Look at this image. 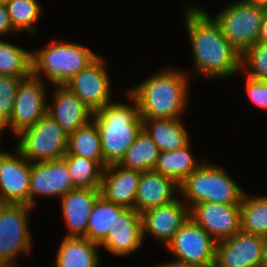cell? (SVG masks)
<instances>
[{"instance_id":"6da1fadb","label":"cell","mask_w":267,"mask_h":267,"mask_svg":"<svg viewBox=\"0 0 267 267\" xmlns=\"http://www.w3.org/2000/svg\"><path fill=\"white\" fill-rule=\"evenodd\" d=\"M184 16L192 48L193 70L205 78L225 79L241 74V54L204 9L188 5Z\"/></svg>"},{"instance_id":"7a4b0ae2","label":"cell","mask_w":267,"mask_h":267,"mask_svg":"<svg viewBox=\"0 0 267 267\" xmlns=\"http://www.w3.org/2000/svg\"><path fill=\"white\" fill-rule=\"evenodd\" d=\"M188 71L165 67L128 92L136 99L142 119L180 118L189 101Z\"/></svg>"},{"instance_id":"3957f363","label":"cell","mask_w":267,"mask_h":267,"mask_svg":"<svg viewBox=\"0 0 267 267\" xmlns=\"http://www.w3.org/2000/svg\"><path fill=\"white\" fill-rule=\"evenodd\" d=\"M124 94L132 104L112 101L93 112L92 119L100 134L104 168L118 164L142 130L137 101L127 90Z\"/></svg>"},{"instance_id":"277c9868","label":"cell","mask_w":267,"mask_h":267,"mask_svg":"<svg viewBox=\"0 0 267 267\" xmlns=\"http://www.w3.org/2000/svg\"><path fill=\"white\" fill-rule=\"evenodd\" d=\"M98 56L81 44L52 40L32 51V74L43 81L46 76L52 85H64Z\"/></svg>"},{"instance_id":"5b68a950","label":"cell","mask_w":267,"mask_h":267,"mask_svg":"<svg viewBox=\"0 0 267 267\" xmlns=\"http://www.w3.org/2000/svg\"><path fill=\"white\" fill-rule=\"evenodd\" d=\"M244 189L216 164H203L179 185V196L189 210L198 203L240 204Z\"/></svg>"},{"instance_id":"8992f818","label":"cell","mask_w":267,"mask_h":267,"mask_svg":"<svg viewBox=\"0 0 267 267\" xmlns=\"http://www.w3.org/2000/svg\"><path fill=\"white\" fill-rule=\"evenodd\" d=\"M32 209L23 203H0V265L16 266L18 256L31 253L28 220Z\"/></svg>"},{"instance_id":"52a82bcc","label":"cell","mask_w":267,"mask_h":267,"mask_svg":"<svg viewBox=\"0 0 267 267\" xmlns=\"http://www.w3.org/2000/svg\"><path fill=\"white\" fill-rule=\"evenodd\" d=\"M220 11L213 18L221 27L223 35L242 55L258 41L267 10L243 0H236Z\"/></svg>"},{"instance_id":"ba28073f","label":"cell","mask_w":267,"mask_h":267,"mask_svg":"<svg viewBox=\"0 0 267 267\" xmlns=\"http://www.w3.org/2000/svg\"><path fill=\"white\" fill-rule=\"evenodd\" d=\"M17 149L31 162L50 161L66 155L68 134L45 114L34 126L17 136Z\"/></svg>"},{"instance_id":"9c48e42d","label":"cell","mask_w":267,"mask_h":267,"mask_svg":"<svg viewBox=\"0 0 267 267\" xmlns=\"http://www.w3.org/2000/svg\"><path fill=\"white\" fill-rule=\"evenodd\" d=\"M217 241L190 216L165 246L172 257L198 267H214Z\"/></svg>"},{"instance_id":"30bf717a","label":"cell","mask_w":267,"mask_h":267,"mask_svg":"<svg viewBox=\"0 0 267 267\" xmlns=\"http://www.w3.org/2000/svg\"><path fill=\"white\" fill-rule=\"evenodd\" d=\"M42 79L31 74L22 79L17 88L13 112L8 129L18 136L34 126L47 113V88Z\"/></svg>"},{"instance_id":"8fae6325","label":"cell","mask_w":267,"mask_h":267,"mask_svg":"<svg viewBox=\"0 0 267 267\" xmlns=\"http://www.w3.org/2000/svg\"><path fill=\"white\" fill-rule=\"evenodd\" d=\"M105 60L100 55L64 85L95 112L111 100V81Z\"/></svg>"},{"instance_id":"7c38bea8","label":"cell","mask_w":267,"mask_h":267,"mask_svg":"<svg viewBox=\"0 0 267 267\" xmlns=\"http://www.w3.org/2000/svg\"><path fill=\"white\" fill-rule=\"evenodd\" d=\"M75 189L64 158L32 163L28 205L36 206V197L61 198Z\"/></svg>"},{"instance_id":"4fadbf2b","label":"cell","mask_w":267,"mask_h":267,"mask_svg":"<svg viewBox=\"0 0 267 267\" xmlns=\"http://www.w3.org/2000/svg\"><path fill=\"white\" fill-rule=\"evenodd\" d=\"M265 237L237 232L216 244L214 267H260Z\"/></svg>"},{"instance_id":"5bb4252c","label":"cell","mask_w":267,"mask_h":267,"mask_svg":"<svg viewBox=\"0 0 267 267\" xmlns=\"http://www.w3.org/2000/svg\"><path fill=\"white\" fill-rule=\"evenodd\" d=\"M189 216L217 242L242 230L240 204L198 203L189 210Z\"/></svg>"},{"instance_id":"9a60e30c","label":"cell","mask_w":267,"mask_h":267,"mask_svg":"<svg viewBox=\"0 0 267 267\" xmlns=\"http://www.w3.org/2000/svg\"><path fill=\"white\" fill-rule=\"evenodd\" d=\"M32 163L16 148L0 156V203L28 205Z\"/></svg>"},{"instance_id":"2e32d148","label":"cell","mask_w":267,"mask_h":267,"mask_svg":"<svg viewBox=\"0 0 267 267\" xmlns=\"http://www.w3.org/2000/svg\"><path fill=\"white\" fill-rule=\"evenodd\" d=\"M141 217L143 240L151 235L166 246L189 217V208L178 195L172 202L144 211Z\"/></svg>"},{"instance_id":"e0dca14e","label":"cell","mask_w":267,"mask_h":267,"mask_svg":"<svg viewBox=\"0 0 267 267\" xmlns=\"http://www.w3.org/2000/svg\"><path fill=\"white\" fill-rule=\"evenodd\" d=\"M141 214L134 208L126 209L110 228L107 238L99 245L117 257H127L143 245Z\"/></svg>"},{"instance_id":"ac0fdd59","label":"cell","mask_w":267,"mask_h":267,"mask_svg":"<svg viewBox=\"0 0 267 267\" xmlns=\"http://www.w3.org/2000/svg\"><path fill=\"white\" fill-rule=\"evenodd\" d=\"M53 87L51 97L53 101L47 102V114L68 135L92 120L93 112L68 87L65 85H53Z\"/></svg>"},{"instance_id":"d6986e66","label":"cell","mask_w":267,"mask_h":267,"mask_svg":"<svg viewBox=\"0 0 267 267\" xmlns=\"http://www.w3.org/2000/svg\"><path fill=\"white\" fill-rule=\"evenodd\" d=\"M100 195V189L75 188L60 198L62 217L68 230L65 237L86 235L92 208Z\"/></svg>"},{"instance_id":"ffe728a7","label":"cell","mask_w":267,"mask_h":267,"mask_svg":"<svg viewBox=\"0 0 267 267\" xmlns=\"http://www.w3.org/2000/svg\"><path fill=\"white\" fill-rule=\"evenodd\" d=\"M141 172L125 169L118 164L106 166L100 186L101 195L126 209L134 208Z\"/></svg>"},{"instance_id":"44dd1931","label":"cell","mask_w":267,"mask_h":267,"mask_svg":"<svg viewBox=\"0 0 267 267\" xmlns=\"http://www.w3.org/2000/svg\"><path fill=\"white\" fill-rule=\"evenodd\" d=\"M179 195V185L161 173L145 171L141 173L136 190L134 209L140 214L175 200Z\"/></svg>"},{"instance_id":"7402d4cb","label":"cell","mask_w":267,"mask_h":267,"mask_svg":"<svg viewBox=\"0 0 267 267\" xmlns=\"http://www.w3.org/2000/svg\"><path fill=\"white\" fill-rule=\"evenodd\" d=\"M142 128L160 152L175 151L190 142V133L180 118L142 119Z\"/></svg>"},{"instance_id":"603a6c76","label":"cell","mask_w":267,"mask_h":267,"mask_svg":"<svg viewBox=\"0 0 267 267\" xmlns=\"http://www.w3.org/2000/svg\"><path fill=\"white\" fill-rule=\"evenodd\" d=\"M100 246L85 237H63L55 257V267H99Z\"/></svg>"},{"instance_id":"cb8c5ba5","label":"cell","mask_w":267,"mask_h":267,"mask_svg":"<svg viewBox=\"0 0 267 267\" xmlns=\"http://www.w3.org/2000/svg\"><path fill=\"white\" fill-rule=\"evenodd\" d=\"M191 141L175 151H162L153 171L172 178L180 185L189 175L197 170L205 161H197L191 153ZM200 162V163H199Z\"/></svg>"},{"instance_id":"d4e9b609","label":"cell","mask_w":267,"mask_h":267,"mask_svg":"<svg viewBox=\"0 0 267 267\" xmlns=\"http://www.w3.org/2000/svg\"><path fill=\"white\" fill-rule=\"evenodd\" d=\"M65 156H80L96 161L104 169L100 134L93 119L68 135Z\"/></svg>"},{"instance_id":"484cf974","label":"cell","mask_w":267,"mask_h":267,"mask_svg":"<svg viewBox=\"0 0 267 267\" xmlns=\"http://www.w3.org/2000/svg\"><path fill=\"white\" fill-rule=\"evenodd\" d=\"M126 208L106 200L102 195L96 200L89 217L85 238L100 245L108 235L117 218Z\"/></svg>"},{"instance_id":"4316f807","label":"cell","mask_w":267,"mask_h":267,"mask_svg":"<svg viewBox=\"0 0 267 267\" xmlns=\"http://www.w3.org/2000/svg\"><path fill=\"white\" fill-rule=\"evenodd\" d=\"M159 154L158 146L142 128L118 165L141 173L151 171L154 169Z\"/></svg>"},{"instance_id":"83f0119b","label":"cell","mask_w":267,"mask_h":267,"mask_svg":"<svg viewBox=\"0 0 267 267\" xmlns=\"http://www.w3.org/2000/svg\"><path fill=\"white\" fill-rule=\"evenodd\" d=\"M32 74V51L0 38V75L20 77Z\"/></svg>"},{"instance_id":"f1b7e54d","label":"cell","mask_w":267,"mask_h":267,"mask_svg":"<svg viewBox=\"0 0 267 267\" xmlns=\"http://www.w3.org/2000/svg\"><path fill=\"white\" fill-rule=\"evenodd\" d=\"M240 210L242 231L267 237V196H249L245 191Z\"/></svg>"},{"instance_id":"f546056e","label":"cell","mask_w":267,"mask_h":267,"mask_svg":"<svg viewBox=\"0 0 267 267\" xmlns=\"http://www.w3.org/2000/svg\"><path fill=\"white\" fill-rule=\"evenodd\" d=\"M13 28L19 32L35 35L37 21L42 14V5L37 0H7L5 3Z\"/></svg>"},{"instance_id":"4dcf8cb0","label":"cell","mask_w":267,"mask_h":267,"mask_svg":"<svg viewBox=\"0 0 267 267\" xmlns=\"http://www.w3.org/2000/svg\"><path fill=\"white\" fill-rule=\"evenodd\" d=\"M72 178L75 188L100 189L103 168L96 162L80 156L63 157Z\"/></svg>"},{"instance_id":"1f68e13d","label":"cell","mask_w":267,"mask_h":267,"mask_svg":"<svg viewBox=\"0 0 267 267\" xmlns=\"http://www.w3.org/2000/svg\"><path fill=\"white\" fill-rule=\"evenodd\" d=\"M245 72L249 78L267 81V43L256 41L241 55V73Z\"/></svg>"},{"instance_id":"d6a6232c","label":"cell","mask_w":267,"mask_h":267,"mask_svg":"<svg viewBox=\"0 0 267 267\" xmlns=\"http://www.w3.org/2000/svg\"><path fill=\"white\" fill-rule=\"evenodd\" d=\"M22 78L0 75V115L8 122L12 115L17 88Z\"/></svg>"},{"instance_id":"836d02e7","label":"cell","mask_w":267,"mask_h":267,"mask_svg":"<svg viewBox=\"0 0 267 267\" xmlns=\"http://www.w3.org/2000/svg\"><path fill=\"white\" fill-rule=\"evenodd\" d=\"M245 89L249 100L257 107L267 110V81H259L245 76Z\"/></svg>"},{"instance_id":"e575fe53","label":"cell","mask_w":267,"mask_h":267,"mask_svg":"<svg viewBox=\"0 0 267 267\" xmlns=\"http://www.w3.org/2000/svg\"><path fill=\"white\" fill-rule=\"evenodd\" d=\"M18 33L12 26L5 3H0V37Z\"/></svg>"},{"instance_id":"d590c367","label":"cell","mask_w":267,"mask_h":267,"mask_svg":"<svg viewBox=\"0 0 267 267\" xmlns=\"http://www.w3.org/2000/svg\"><path fill=\"white\" fill-rule=\"evenodd\" d=\"M155 267H198V266L189 264L187 262H184L182 260H178L175 258L170 262L163 263V264L160 263L159 265H156Z\"/></svg>"},{"instance_id":"8d00e7d4","label":"cell","mask_w":267,"mask_h":267,"mask_svg":"<svg viewBox=\"0 0 267 267\" xmlns=\"http://www.w3.org/2000/svg\"><path fill=\"white\" fill-rule=\"evenodd\" d=\"M258 41L267 43V12L262 20Z\"/></svg>"},{"instance_id":"74e56055","label":"cell","mask_w":267,"mask_h":267,"mask_svg":"<svg viewBox=\"0 0 267 267\" xmlns=\"http://www.w3.org/2000/svg\"><path fill=\"white\" fill-rule=\"evenodd\" d=\"M243 1L267 10V0H243Z\"/></svg>"},{"instance_id":"f35d334b","label":"cell","mask_w":267,"mask_h":267,"mask_svg":"<svg viewBox=\"0 0 267 267\" xmlns=\"http://www.w3.org/2000/svg\"><path fill=\"white\" fill-rule=\"evenodd\" d=\"M260 267H267V237H265V244L263 247L262 260Z\"/></svg>"},{"instance_id":"ab89813d","label":"cell","mask_w":267,"mask_h":267,"mask_svg":"<svg viewBox=\"0 0 267 267\" xmlns=\"http://www.w3.org/2000/svg\"><path fill=\"white\" fill-rule=\"evenodd\" d=\"M6 130H8L7 121L0 115V133L3 134Z\"/></svg>"},{"instance_id":"60d3db41","label":"cell","mask_w":267,"mask_h":267,"mask_svg":"<svg viewBox=\"0 0 267 267\" xmlns=\"http://www.w3.org/2000/svg\"><path fill=\"white\" fill-rule=\"evenodd\" d=\"M3 135L4 134H1L0 133V142H1V140H3L1 137H3ZM4 152H6L5 150H1V148H0V156L4 153Z\"/></svg>"},{"instance_id":"b9f144b4","label":"cell","mask_w":267,"mask_h":267,"mask_svg":"<svg viewBox=\"0 0 267 267\" xmlns=\"http://www.w3.org/2000/svg\"><path fill=\"white\" fill-rule=\"evenodd\" d=\"M0 267H16V266H13V265H0Z\"/></svg>"},{"instance_id":"7bdbcfd3","label":"cell","mask_w":267,"mask_h":267,"mask_svg":"<svg viewBox=\"0 0 267 267\" xmlns=\"http://www.w3.org/2000/svg\"><path fill=\"white\" fill-rule=\"evenodd\" d=\"M7 0H0V3H6Z\"/></svg>"}]
</instances>
